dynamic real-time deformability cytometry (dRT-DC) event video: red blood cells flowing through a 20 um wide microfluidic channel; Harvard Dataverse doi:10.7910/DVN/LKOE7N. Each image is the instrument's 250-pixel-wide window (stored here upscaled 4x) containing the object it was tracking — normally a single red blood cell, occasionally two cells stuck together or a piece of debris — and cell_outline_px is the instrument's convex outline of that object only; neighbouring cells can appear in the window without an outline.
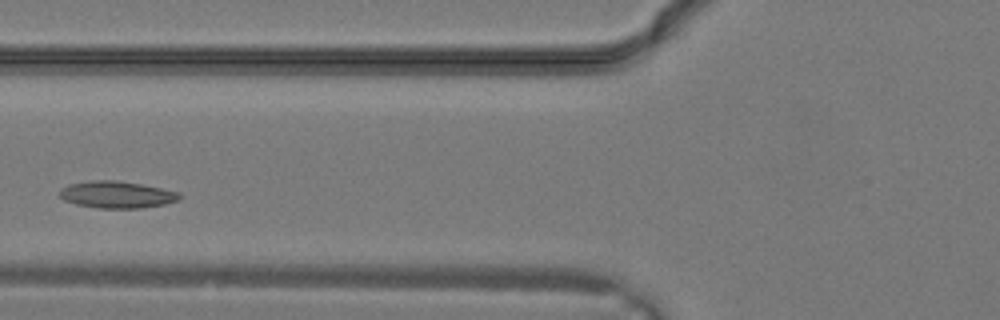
{"species": "common noctule bat (a hibernating species)", "species_latin": "Nyctalus noctula", "temperature_condition": "warm", "stored_images_in_passage": 10, "camera_frame_rate_fps": 3000, "um_per_image_px": 0.085, "animal": {"sex": "male", "body_mass_g": 19.2, "forearm_length_mm": 51.8}, "frame": {"image": 1, "passage_image": 7, "time_ms": 2.0, "image_size_px": [1000, 320], "cell_outline_px": [[180, 200], [164, 204], [140, 208], [100, 208], [76, 204], [64, 200], [60, 196], [60, 188], [68, 184], [88, 180], [116, 180], [140, 184], [180, 192]], "centroid_in_image_um": [9.9, 16.53], "position_along_channel_um": 115.9, "area_um2": 18.79}}
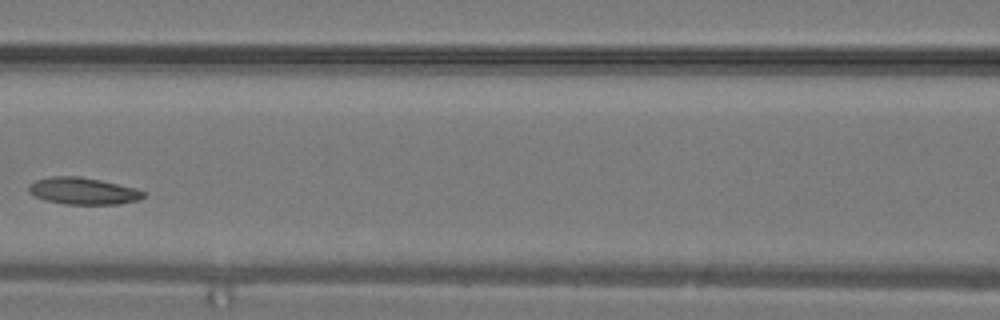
{"frame": {"image": 2, "passage_image": 9, "time_ms": 2.667, "image_size_px": [1000, 320], "cell_outline_px": [[144, 196], [140, 200], [120, 204], [64, 204], [44, 200], [28, 192], [28, 184], [36, 180], [52, 176], [80, 176], [100, 180], [136, 188], [144, 192]], "centroid_in_image_um": [7.05, 16.23], "position_along_channel_um": 159.6, "area_um2": 18.03}}